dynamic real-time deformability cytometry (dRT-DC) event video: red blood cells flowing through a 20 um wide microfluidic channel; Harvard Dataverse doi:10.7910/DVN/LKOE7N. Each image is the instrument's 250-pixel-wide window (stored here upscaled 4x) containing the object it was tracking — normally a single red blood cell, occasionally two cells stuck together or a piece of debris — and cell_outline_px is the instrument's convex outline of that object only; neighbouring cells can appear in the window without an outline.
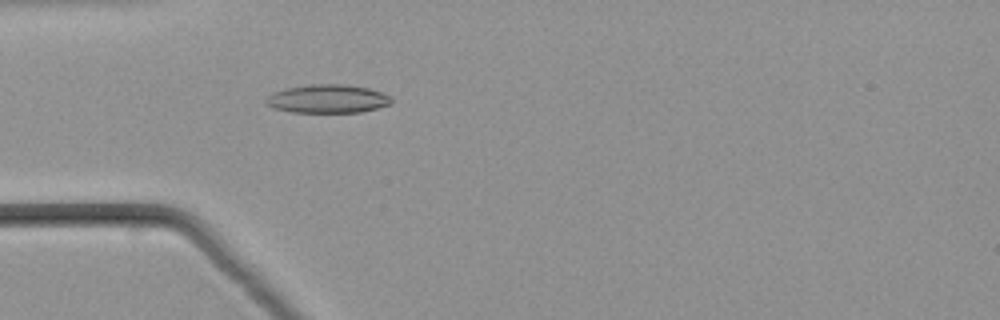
{"species": "common noctule bat (a hibernating species)", "species_latin": "Nyctalus noctula", "temperature_condition": "warm", "stored_images_in_passage": 36, "camera_frame_rate_fps": 3000, "um_per_image_px": 0.085, "animal": {"sex": "male", "body_mass_g": 21.5, "forearm_length_mm": 52.0}, "frame": {"image": 1, "passage_image": 1, "time_ms": 0.0, "image_size_px": [1000, 320], "cell_outline_px": [[392, 104], [360, 112], [292, 112], [272, 108], [264, 100], [272, 92], [288, 88], [312, 84], [344, 84], [368, 88], [380, 92], [388, 96], [392, 100]], "centroid_in_image_um": [27.83, 8.4], "position_along_channel_um": 57.2, "area_um2": 20.63}}
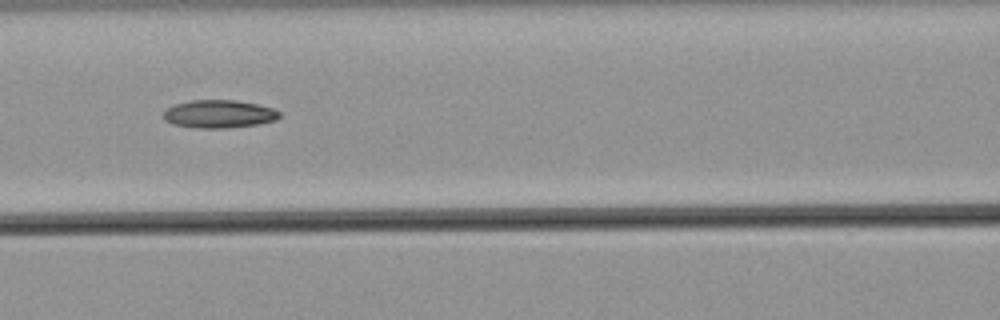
{"frame": {"image": 2, "passage_image": 8, "time_ms": 2.333, "image_size_px": [1000, 320], "cell_outline_px": [[280, 116], [276, 120], [256, 124], [224, 128], [192, 128], [172, 124], [164, 120], [164, 112], [168, 108], [176, 104], [192, 100], [236, 100], [256, 104], [272, 108], [280, 112]], "centroid_in_image_um": [18.6, 9.69], "position_along_channel_um": 148.0, "area_um2": 18.79}}
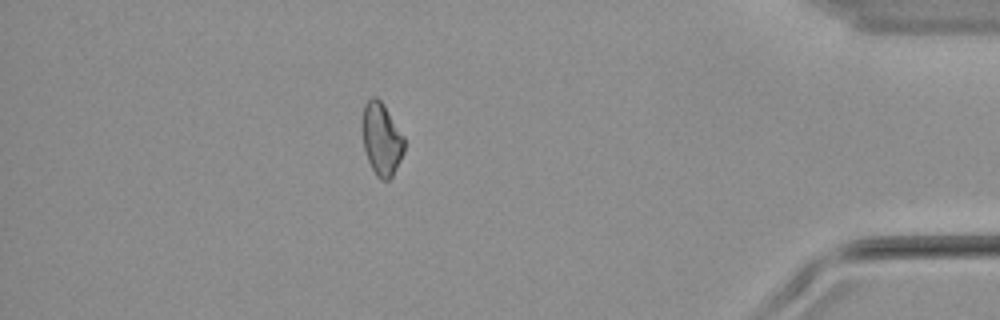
{"frame": {"image": 3, "passage_image": 30, "time_ms": 9.667, "image_size_px": [1000, 320], "cell_outline_px": [[404, 152], [392, 176], [388, 180], [380, 180], [376, 176], [368, 160], [364, 148], [360, 128], [364, 104], [372, 96], [376, 96], [384, 104], [404, 136]], "centroid_in_image_um": [32.4, 11.79], "position_along_channel_um": 402.8, "area_um2": 18.03}}